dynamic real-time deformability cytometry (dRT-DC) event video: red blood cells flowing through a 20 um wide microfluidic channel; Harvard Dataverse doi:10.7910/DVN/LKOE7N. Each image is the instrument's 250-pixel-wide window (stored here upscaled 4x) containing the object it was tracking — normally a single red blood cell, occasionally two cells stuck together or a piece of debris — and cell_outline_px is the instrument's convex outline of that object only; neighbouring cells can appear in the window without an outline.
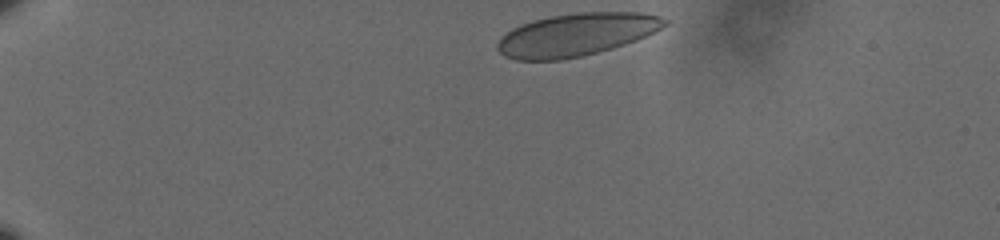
{"species": "human", "species_latin": "Homo sapiens", "temperature_condition": "cold", "stored_images_in_passage": 9, "camera_frame_rate_fps": 3000, "um_per_image_px": 0.085, "donor": {"sex": "male"}, "frame": {"image": 1, "passage_image": 1, "time_ms": 0.0, "image_size_px": [1000, 240], "cell_outline_px": [[668, 24], [636, 40], [612, 48], [580, 56], [560, 60], [516, 60], [504, 56], [496, 48], [496, 44], [500, 36], [512, 28], [520, 24], [532, 20], [552, 16], [576, 12], [640, 12], [660, 16], [668, 20]], "centroid_in_image_um": [48.93, 2.94], "position_along_channel_um": 36.1, "area_um2": 41.56}}
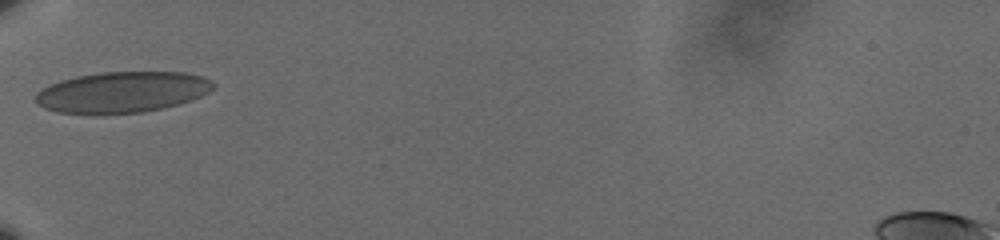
{"frame": {"image": 2, "passage_image": 7, "time_ms": 2.0, "image_size_px": [1000, 240], "cell_outline_px": [[216, 84], [208, 92], [192, 100], [160, 108], [140, 112], [56, 112], [44, 108], [36, 100], [36, 92], [48, 84], [60, 80], [76, 76], [100, 72], [184, 72], [200, 76], [212, 80]], "centroid_in_image_um": [10.39, 7.79], "position_along_channel_um": 74.6, "area_um2": 41.67}}
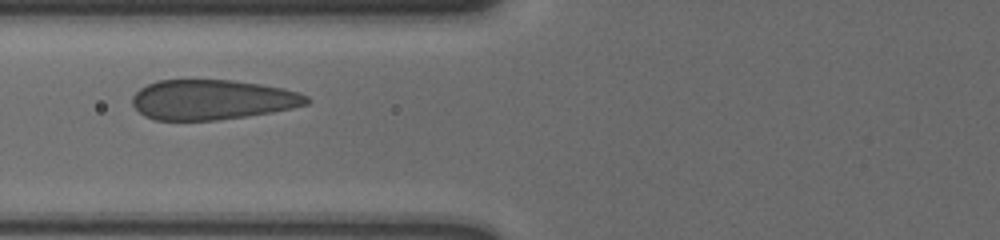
{"frame": {"image": 3, "passage_image": 8, "time_ms": 2.333, "image_size_px": [1000, 240], "cell_outline_px": [[312, 100], [308, 104], [292, 108], [272, 112], [248, 116], [216, 120], [156, 120], [144, 116], [132, 104], [132, 96], [140, 88], [156, 80], [232, 80], [260, 84], [284, 88], [300, 92], [308, 96]], "centroid_in_image_um": [18.07, 8.47], "position_along_channel_um": 107.7, "area_um2": 40.81}}